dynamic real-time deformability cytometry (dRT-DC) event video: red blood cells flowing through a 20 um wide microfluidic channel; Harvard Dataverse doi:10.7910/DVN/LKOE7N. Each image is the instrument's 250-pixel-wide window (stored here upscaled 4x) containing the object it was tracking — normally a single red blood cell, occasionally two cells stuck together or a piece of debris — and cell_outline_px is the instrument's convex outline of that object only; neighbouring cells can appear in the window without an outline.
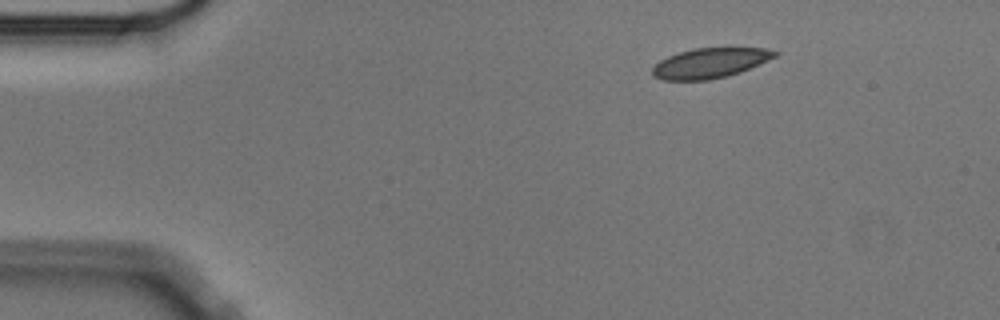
{"species": "Egyptian fruit bat (a non-hibernating species)", "species_latin": "Rousettus aegyptiacus", "temperature_condition": "cold", "stored_images_in_passage": 49, "camera_frame_rate_fps": 3000, "um_per_image_px": 0.085, "animal": {"sex": "male"}, "frame": {"image": 1, "passage_image": 1, "time_ms": 0.0, "image_size_px": [1000, 320], "cell_outline_px": [[780, 52], [776, 56], [768, 60], [740, 72], [728, 76], [708, 80], [660, 80], [652, 76], [652, 68], [660, 60], [668, 56], [692, 48], [728, 44], [764, 48]], "centroid_in_image_um": [60.39, 5.3], "position_along_channel_um": 24.6, "area_um2": 22.43}}
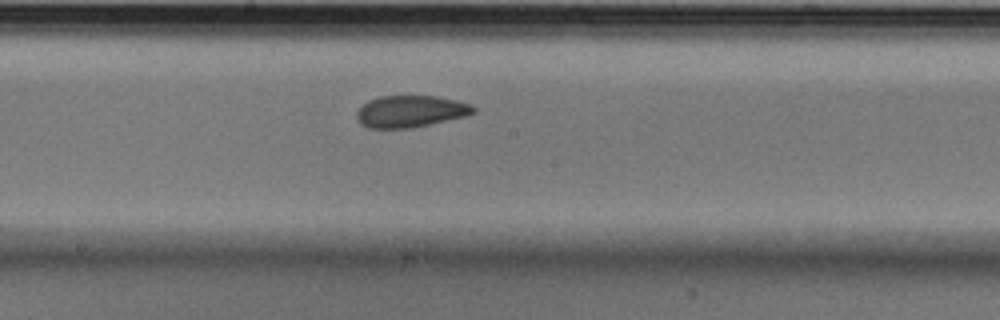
{"frame": {"image": 2, "passage_image": 23, "time_ms": 7.333, "image_size_px": [1000, 320], "cell_outline_px": [[476, 112], [468, 116], [412, 128], [368, 128], [360, 124], [356, 116], [356, 112], [368, 100], [380, 96], [436, 96], [456, 100], [472, 104], [476, 108]], "centroid_in_image_um": [34.93, 9.47], "position_along_channel_um": 213.3, "area_um2": 21.85}}
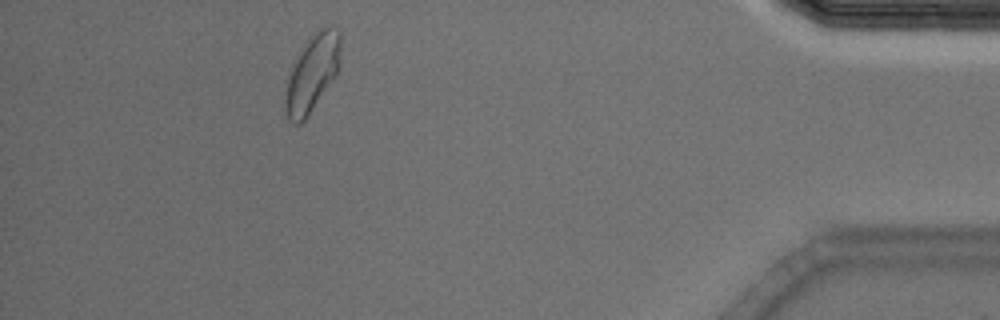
{"frame": {"image": 3, "passage_image": 44, "time_ms": 14.333, "image_size_px": [1000, 320], "cell_outline_px": [[340, 64], [336, 76], [308, 116], [300, 124], [296, 124], [288, 120], [284, 108], [284, 100], [288, 76], [292, 60], [308, 36], [320, 28], [332, 24], [340, 32]], "centroid_in_image_um": [26.52, 6.18], "position_along_channel_um": 408.7, "area_um2": 25.61}, "authors_computed_cell_mechanics": {"area_um2": 22.4842, "velocity_mm_per_s": 3.5284, "shape_relaxation_time_tau1_ms": 5.3481, "shape_relaxation_time_tau2_ms": 0.9481, "deformation_change_tau1": 0.122, "deformation_change_tau2": 0.0386}}